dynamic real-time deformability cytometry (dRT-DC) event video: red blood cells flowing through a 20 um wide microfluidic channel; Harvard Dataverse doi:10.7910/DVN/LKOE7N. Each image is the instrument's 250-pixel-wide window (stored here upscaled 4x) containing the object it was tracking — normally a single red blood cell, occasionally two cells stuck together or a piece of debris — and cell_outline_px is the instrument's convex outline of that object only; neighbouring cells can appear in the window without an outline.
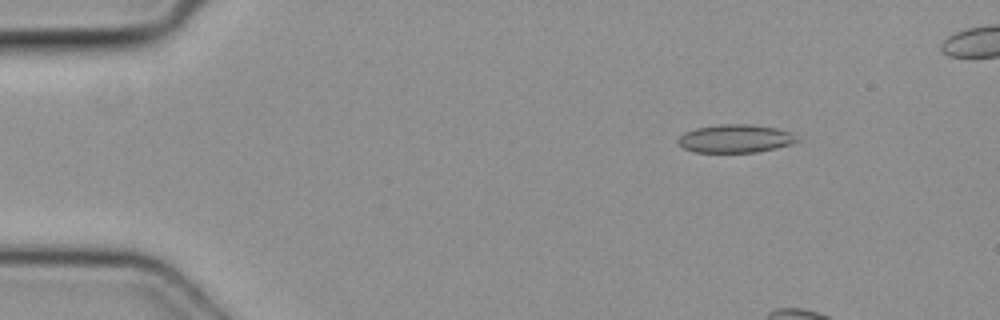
{"species": "common noctule bat (a hibernating species)", "species_latin": "Nyctalus noctula", "temperature_condition": "cold", "stored_images_in_passage": 4, "camera_frame_rate_fps": 3000, "um_per_image_px": 0.085, "animal": {"sex": "female", "body_mass_g": 19.3, "forearm_length_mm": 54.1}, "frame": {"image": 1, "passage_image": 2, "time_ms": 0.333, "image_size_px": [1000, 320], "cell_outline_px": [[800, 140], [776, 148], [756, 152], [696, 152], [684, 148], [676, 140], [684, 132], [696, 128], [716, 124], [748, 124], [776, 128], [792, 132]], "centroid_in_image_um": [62.49, 11.77], "position_along_channel_um": 22.5, "area_um2": 19.48}}